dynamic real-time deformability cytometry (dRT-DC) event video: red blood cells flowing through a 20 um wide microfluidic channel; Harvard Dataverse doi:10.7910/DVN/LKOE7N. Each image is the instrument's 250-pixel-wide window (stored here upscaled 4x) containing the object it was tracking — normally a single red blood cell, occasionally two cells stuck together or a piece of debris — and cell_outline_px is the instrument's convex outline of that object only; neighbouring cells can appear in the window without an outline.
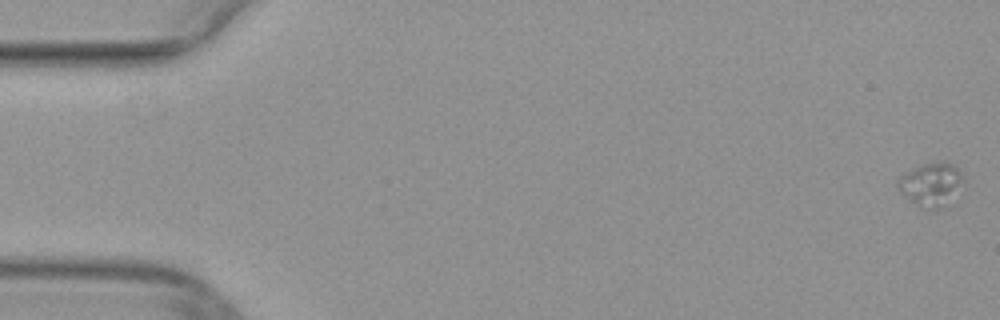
{"species": "common noctule bat (a hibernating species)", "species_latin": "Nyctalus noctula", "temperature_condition": "warm", "stored_images_in_passage": 52, "camera_frame_rate_fps": 3000, "um_per_image_px": 0.085, "animal": {"sex": "female", "body_mass_g": 29.2, "forearm_length_mm": 56.3}, "frame": {"image": 1, "passage_image": 1, "time_ms": 0.0, "image_size_px": [1000, 320], "cell_outline_px": [[964, 180], [948, 204], [940, 208], [928, 212], [920, 208], [904, 196], [896, 188], [896, 180], [904, 172], [920, 164], [956, 164]], "centroid_in_image_um": [79.07, 15.73], "position_along_channel_um": 5.9, "area_um2": 16.7}}
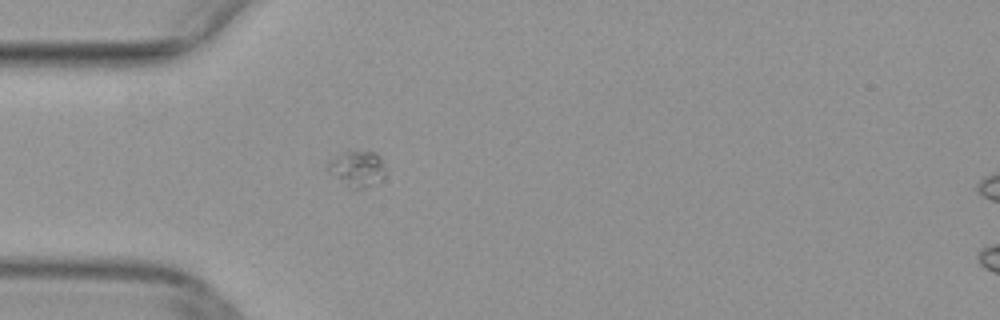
{"frame": {"image": 2, "passage_image": 16, "time_ms": 5.0, "image_size_px": [1000, 320], "cell_outline_px": [[388, 172], [380, 180], [360, 188], [352, 188], [328, 172], [328, 160], [344, 152], [376, 152], [380, 156]], "centroid_in_image_um": [30.39, 14.31], "position_along_channel_um": 54.6, "area_um2": 11.73}}
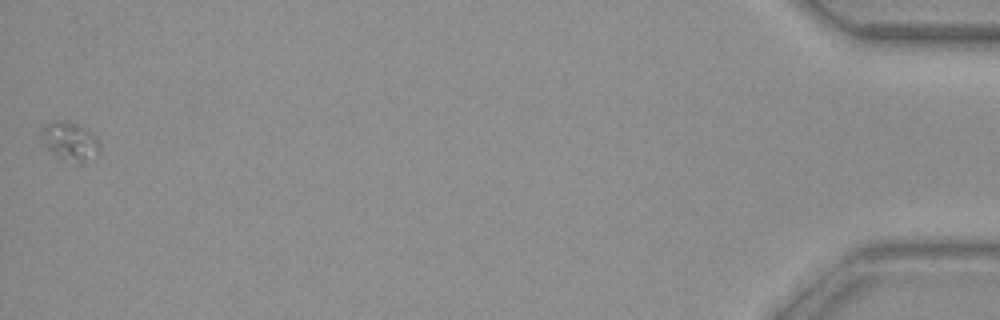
{"frame": {"image": 3, "passage_image": 52, "time_ms": 17.0, "image_size_px": [1000, 320], "cell_outline_px": [[100, 152], [80, 164], [60, 156], [52, 152], [40, 140], [40, 132], [52, 120], [56, 120], [76, 124], [92, 132], [96, 136], [100, 144]], "centroid_in_image_um": [5.96, 11.99], "position_along_channel_um": 429.2, "area_um2": 12.77}}